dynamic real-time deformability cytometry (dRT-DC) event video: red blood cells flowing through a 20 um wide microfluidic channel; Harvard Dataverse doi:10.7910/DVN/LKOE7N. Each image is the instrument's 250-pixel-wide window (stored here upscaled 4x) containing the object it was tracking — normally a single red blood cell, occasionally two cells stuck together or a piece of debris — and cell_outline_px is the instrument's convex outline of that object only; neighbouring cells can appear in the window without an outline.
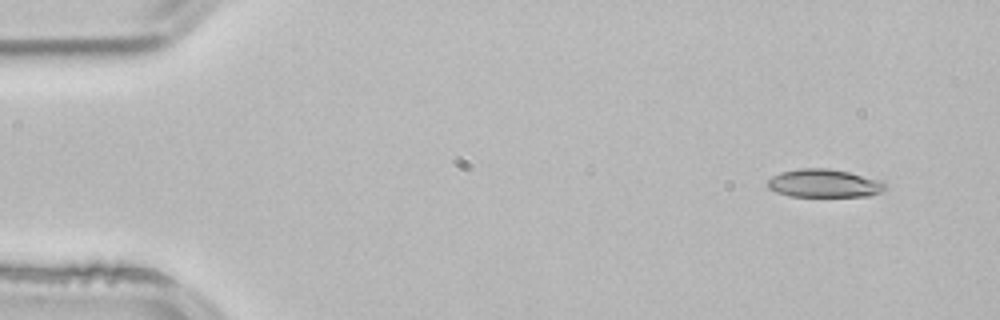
{"species": "common noctule bat (a hibernating species)", "species_latin": "Nyctalus noctula", "temperature_condition": "room temperature", "stored_images_in_passage": 3, "camera_frame_rate_fps": 3000, "um_per_image_px": 0.085, "animal": {"sex": "male", "body_mass_g": 21.5, "forearm_length_mm": 52.0}, "frame": {"image": 1, "passage_image": 1, "time_ms": 0.0, "image_size_px": [1000, 320], "cell_outline_px": [[888, 188], [880, 192], [868, 196], [788, 196], [776, 192], [768, 188], [768, 180], [772, 176], [780, 172], [800, 168], [828, 168], [848, 172], [880, 180], [888, 184]], "centroid_in_image_um": [70.06, 15.58], "position_along_channel_um": 14.9, "area_um2": 19.36}}
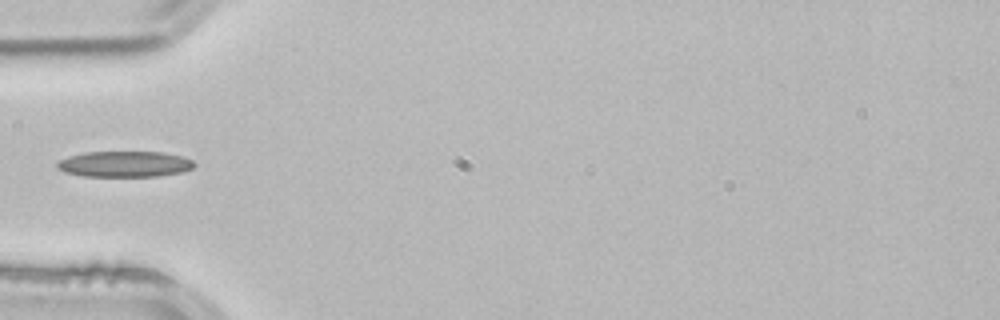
{"frame": {"image": 2, "passage_image": 3, "time_ms": 0.667, "image_size_px": [1000, 320], "cell_outline_px": [[196, 164], [192, 168], [184, 172], [156, 176], [84, 176], [64, 172], [56, 168], [56, 164], [60, 160], [68, 156], [84, 152], [164, 152], [180, 156], [192, 160]], "centroid_in_image_um": [10.58, 13.94], "position_along_channel_um": 74.4, "area_um2": 20.69}}